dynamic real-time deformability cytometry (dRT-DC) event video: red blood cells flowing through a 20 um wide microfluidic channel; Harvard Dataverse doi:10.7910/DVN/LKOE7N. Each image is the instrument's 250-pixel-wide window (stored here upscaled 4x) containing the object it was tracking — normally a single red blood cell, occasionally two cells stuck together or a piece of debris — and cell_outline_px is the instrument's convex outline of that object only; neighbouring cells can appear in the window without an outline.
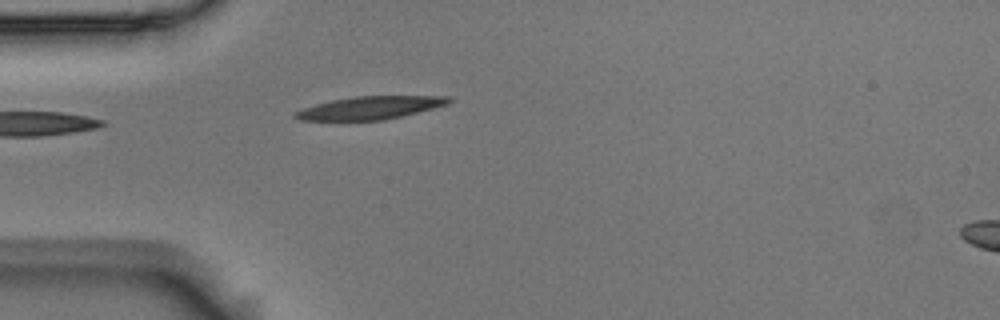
{"species": "Egyptian fruit bat (a non-hibernating species)", "species_latin": "Rousettus aegyptiacus", "temperature_condition": "room temperature", "stored_images_in_passage": 3, "camera_frame_rate_fps": 3000, "um_per_image_px": 0.085, "animal": {"sex": "male"}, "frame": {"image": 1, "passage_image": 3, "time_ms": 0.667, "image_size_px": [1000, 320], "cell_outline_px": [[456, 100], [448, 104], [384, 120], [300, 120], [292, 116], [292, 112], [316, 104], [332, 100], [352, 96], [452, 96]], "centroid_in_image_um": [31.47, 9.15], "position_along_channel_um": 53.5, "area_um2": 20.46}}